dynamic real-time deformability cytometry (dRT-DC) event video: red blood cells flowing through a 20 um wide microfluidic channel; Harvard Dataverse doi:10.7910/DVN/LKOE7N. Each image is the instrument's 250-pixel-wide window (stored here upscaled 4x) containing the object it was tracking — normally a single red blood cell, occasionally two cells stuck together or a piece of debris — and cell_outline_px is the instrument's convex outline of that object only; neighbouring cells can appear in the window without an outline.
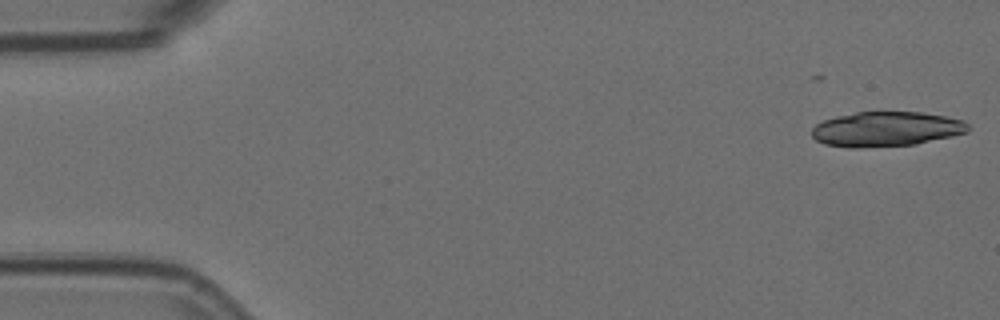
{"species": "Egyptian fruit bat (a non-hibernating species)", "species_latin": "Rousettus aegyptiacus", "temperature_condition": "room temperature", "stored_images_in_passage": 15, "camera_frame_rate_fps": 3000, "um_per_image_px": 0.085, "animal": {"sex": "female"}, "frame": {"image": 1, "passage_image": 1, "time_ms": 0.0, "image_size_px": [1000, 320], "cell_outline_px": [[968, 132], [952, 136], [916, 144], [856, 148], [848, 148], [824, 144], [816, 140], [812, 136], [812, 128], [816, 124], [824, 120], [836, 116], [856, 112], [924, 112], [964, 120], [968, 124]], "centroid_in_image_um": [75.31, 10.97], "position_along_channel_um": 9.7, "area_um2": 31.79}}